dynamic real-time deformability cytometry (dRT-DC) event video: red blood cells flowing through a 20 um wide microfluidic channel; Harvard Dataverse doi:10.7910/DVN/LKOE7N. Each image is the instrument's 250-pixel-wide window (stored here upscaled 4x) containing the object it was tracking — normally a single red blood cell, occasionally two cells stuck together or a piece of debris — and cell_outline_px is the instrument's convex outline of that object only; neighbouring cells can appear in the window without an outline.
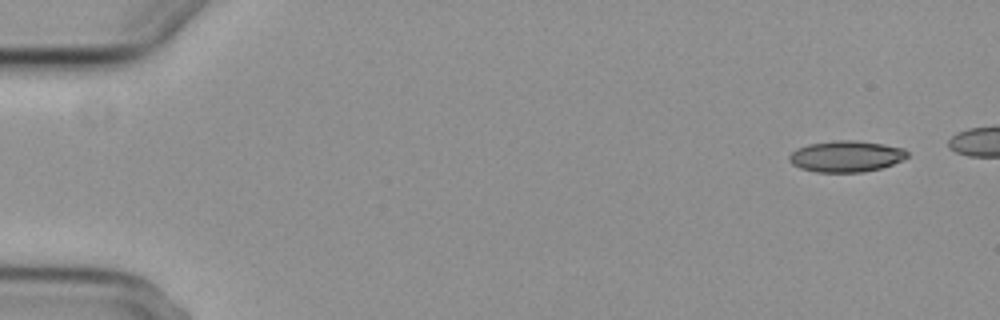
{"species": "common noctule bat (a hibernating species)", "species_latin": "Nyctalus noctula", "temperature_condition": "cold", "stored_images_in_passage": 6, "camera_frame_rate_fps": 3000, "um_per_image_px": 0.085, "animal": {"sex": "female", "body_mass_g": 29.2, "forearm_length_mm": 56.3}, "frame": {"image": 1, "passage_image": 1, "time_ms": 0.0, "image_size_px": [1000, 320], "cell_outline_px": [[908, 156], [892, 164], [880, 168], [864, 172], [816, 172], [800, 168], [792, 164], [788, 160], [788, 156], [796, 148], [808, 144], [836, 140], [852, 140], [884, 144], [904, 148], [908, 152]], "centroid_in_image_um": [71.89, 13.28], "position_along_channel_um": 13.1, "area_um2": 21.5}}